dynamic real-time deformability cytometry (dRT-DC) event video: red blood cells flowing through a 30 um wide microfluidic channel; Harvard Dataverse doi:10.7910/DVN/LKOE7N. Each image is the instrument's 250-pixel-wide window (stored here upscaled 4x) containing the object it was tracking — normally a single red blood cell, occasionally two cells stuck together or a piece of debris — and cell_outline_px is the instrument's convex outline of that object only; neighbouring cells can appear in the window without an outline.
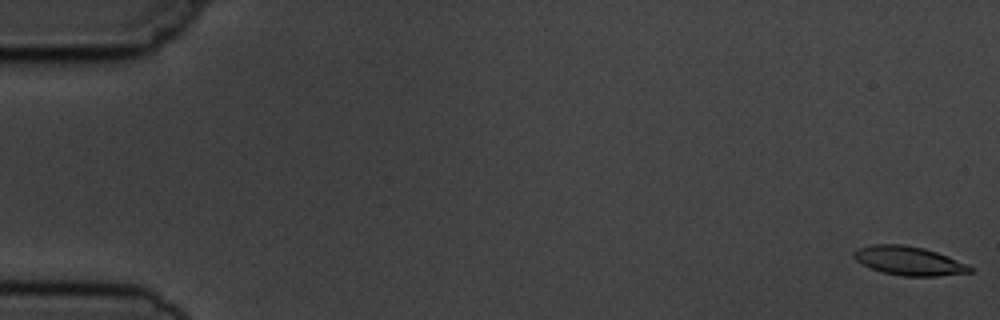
{"species": "common noctule bat (a hibernating species)", "species_latin": "Nyctalus noctula", "temperature_condition": "cold", "stored_images_in_passage": 11, "camera_frame_rate_fps": 3000, "um_per_image_px": 0.085, "animal": {"sex": "male", "body_mass_g": 19.5, "forearm_length_mm": 54.6}, "frame": {"image": 1, "passage_image": 1, "time_ms": 0.0, "image_size_px": [1000, 320], "cell_outline_px": [[972, 272], [936, 276], [904, 276], [880, 272], [856, 260], [852, 256], [852, 252], [860, 248], [872, 244], [900, 244], [924, 248], [948, 256], [968, 264], [972, 268]], "centroid_in_image_um": [77.25, 22.17], "position_along_channel_um": 7.7, "area_um2": 19.42}}
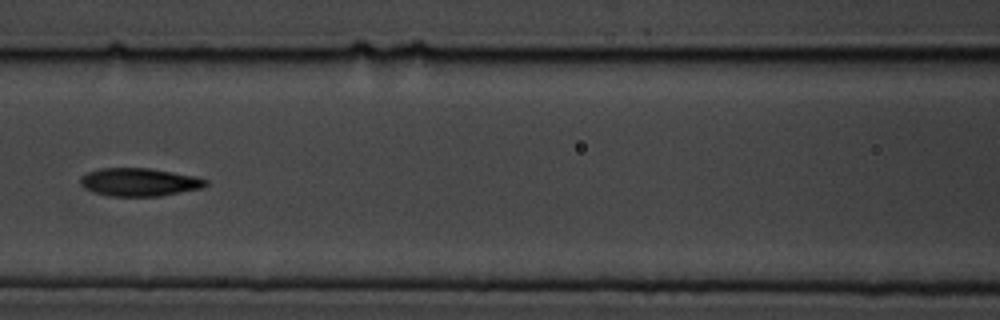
{"frame": {"image": 2, "passage_image": 8, "time_ms": 8.0, "image_size_px": [1000, 320], "cell_outline_px": [[208, 184], [204, 188], [160, 196], [108, 196], [92, 192], [84, 188], [80, 184], [80, 180], [88, 172], [100, 168], [148, 168], [196, 176], [208, 180]], "centroid_in_image_um": [11.86, 15.49], "position_along_channel_um": 154.7, "area_um2": 20.58}}
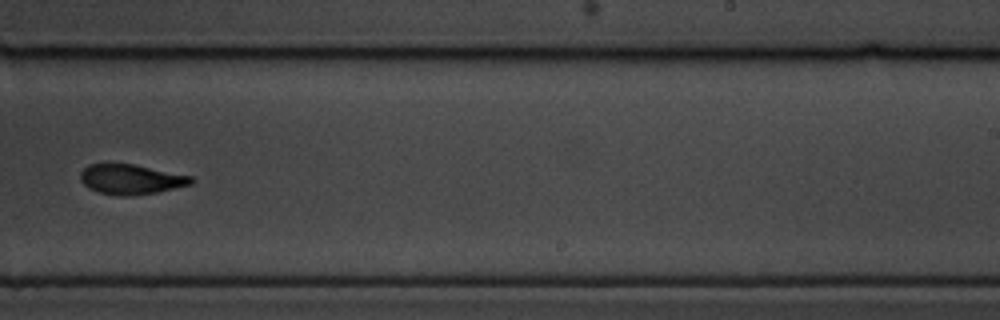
{"frame": {"image": 3, "passage_image": 11, "time_ms": 11.333, "image_size_px": [1000, 320], "cell_outline_px": [[196, 180], [192, 184], [156, 192], [128, 196], [116, 196], [100, 192], [88, 188], [80, 180], [80, 172], [88, 164], [132, 164], [192, 176]], "centroid_in_image_um": [11.12, 15.24], "position_along_channel_um": 277.9, "area_um2": 19.25}}